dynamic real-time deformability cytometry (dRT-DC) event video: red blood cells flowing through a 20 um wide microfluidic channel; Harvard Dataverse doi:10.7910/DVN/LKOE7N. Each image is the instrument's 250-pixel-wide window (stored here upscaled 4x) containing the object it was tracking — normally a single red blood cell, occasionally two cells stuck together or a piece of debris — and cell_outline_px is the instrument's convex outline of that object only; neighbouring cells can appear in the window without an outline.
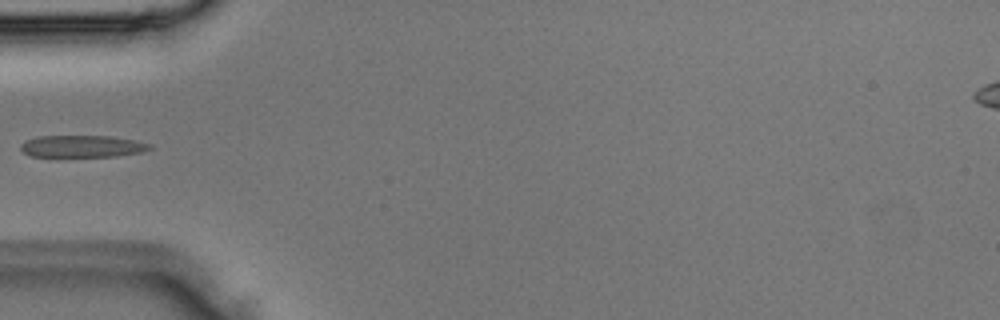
{"species": "Egyptian fruit bat (a non-hibernating species)", "species_latin": "Rousettus aegyptiacus", "temperature_condition": "room temperature", "stored_images_in_passage": 4, "camera_frame_rate_fps": 3000, "um_per_image_px": 0.085, "animal": {"sex": "male"}, "frame": {"image": 1, "passage_image": 4, "time_ms": 1.0, "image_size_px": [1000, 320], "cell_outline_px": [[152, 148], [140, 152], [116, 156], [32, 156], [24, 152], [20, 148], [20, 144], [36, 136], [108, 136], [136, 140], [152, 144]], "centroid_in_image_um": [7.0, 12.43], "position_along_channel_um": 78.0, "area_um2": 16.36}}